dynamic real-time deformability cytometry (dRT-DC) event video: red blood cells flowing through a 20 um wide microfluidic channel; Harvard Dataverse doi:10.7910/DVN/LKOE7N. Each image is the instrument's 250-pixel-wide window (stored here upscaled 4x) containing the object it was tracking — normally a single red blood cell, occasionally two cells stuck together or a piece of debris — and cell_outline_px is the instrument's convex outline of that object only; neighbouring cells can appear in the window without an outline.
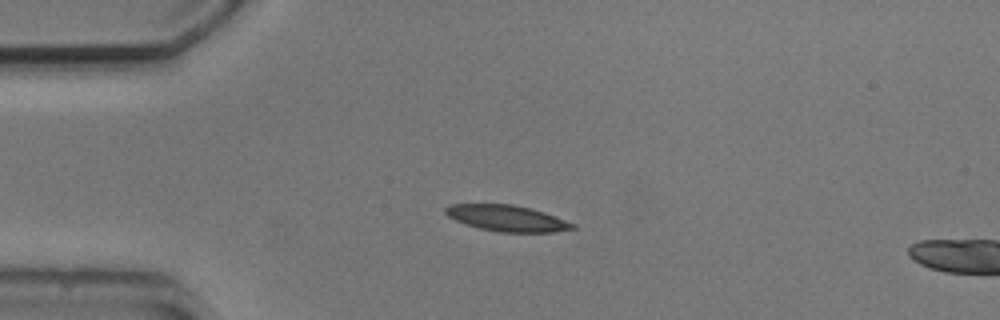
{"species": "common noctule bat (a hibernating species)", "species_latin": "Nyctalus noctula", "temperature_condition": "cold", "stored_images_in_passage": 3, "camera_frame_rate_fps": 3000, "um_per_image_px": 0.085, "animal": {"sex": "male", "body_mass_g": 20.5, "forearm_length_mm": 52.5}, "frame": {"image": 1, "passage_image": 1, "time_ms": 0.0, "image_size_px": [1000, 320], "cell_outline_px": [[576, 228], [552, 232], [500, 232], [480, 228], [464, 224], [448, 216], [444, 212], [444, 208], [448, 204], [512, 204], [544, 212], [556, 216], [576, 224]], "centroid_in_image_um": [43.08, 18.55], "position_along_channel_um": 41.9, "area_um2": 19.31}}